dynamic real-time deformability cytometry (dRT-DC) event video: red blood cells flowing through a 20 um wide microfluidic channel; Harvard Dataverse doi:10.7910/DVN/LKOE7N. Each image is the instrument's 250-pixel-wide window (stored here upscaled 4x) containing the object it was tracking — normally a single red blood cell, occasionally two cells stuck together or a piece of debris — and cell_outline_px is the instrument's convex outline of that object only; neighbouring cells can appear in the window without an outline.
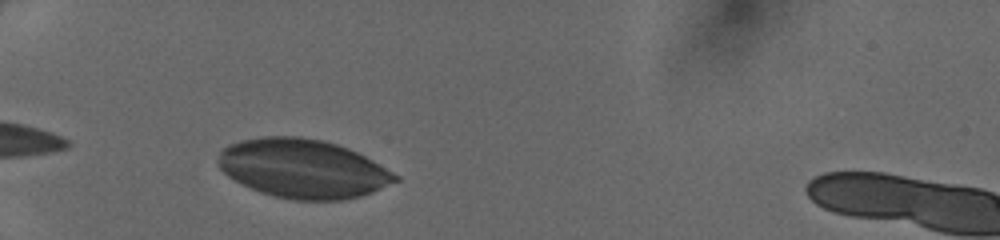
{"species": "human", "species_latin": "Homo sapiens", "temperature_condition": "cold", "stored_images_in_passage": 28, "camera_frame_rate_fps": 3000, "um_per_image_px": 0.085, "donor": {"sex": "female"}, "frame": {"image": 1, "passage_image": 2, "time_ms": 0.333, "image_size_px": [1000, 240], "cell_outline_px": [[400, 180], [372, 192], [360, 196], [344, 200], [292, 200], [260, 192], [240, 184], [228, 176], [216, 164], [216, 160], [220, 152], [228, 144], [240, 140], [264, 136], [300, 136], [324, 140], [348, 148], [372, 160], [400, 176]], "centroid_in_image_um": [25.72, 14.32], "position_along_channel_um": 59.3, "area_um2": 61.04}}
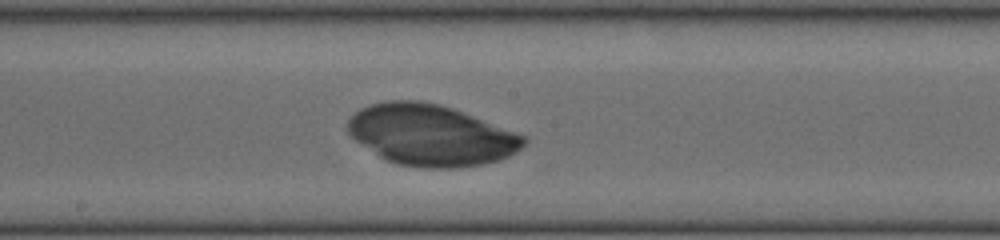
{"frame": {"image": 2, "passage_image": 14, "time_ms": 4.333, "image_size_px": [1000, 240], "cell_outline_px": [[528, 140], [516, 152], [500, 160], [484, 164], [460, 168], [424, 168], [396, 164], [380, 156], [356, 140], [348, 132], [348, 120], [360, 108], [372, 104], [388, 100], [420, 100], [452, 108], [524, 136]], "centroid_in_image_um": [36.62, 11.5], "position_along_channel_um": 211.6, "area_um2": 62.02}}
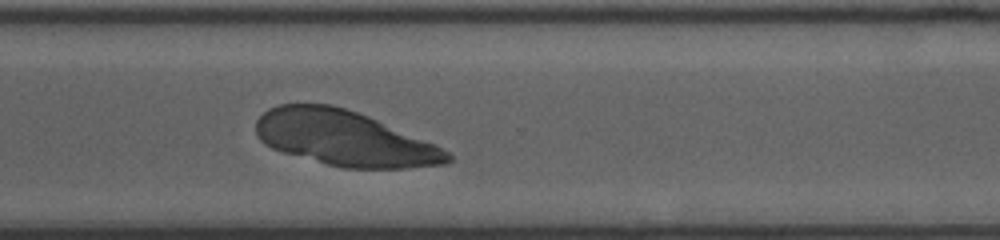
{"frame": {"image": 3, "passage_image": 23, "time_ms": 7.333, "image_size_px": [1000, 240], "cell_outline_px": [[452, 160], [448, 164], [408, 168], [344, 168], [328, 164], [284, 152], [272, 148], [264, 144], [260, 140], [256, 132], [256, 120], [268, 108], [280, 104], [332, 104], [356, 112], [436, 144], [448, 152], [452, 156]], "centroid_in_image_um": [29.27, 11.76], "position_along_channel_um": 341.3, "area_um2": 61.09}}